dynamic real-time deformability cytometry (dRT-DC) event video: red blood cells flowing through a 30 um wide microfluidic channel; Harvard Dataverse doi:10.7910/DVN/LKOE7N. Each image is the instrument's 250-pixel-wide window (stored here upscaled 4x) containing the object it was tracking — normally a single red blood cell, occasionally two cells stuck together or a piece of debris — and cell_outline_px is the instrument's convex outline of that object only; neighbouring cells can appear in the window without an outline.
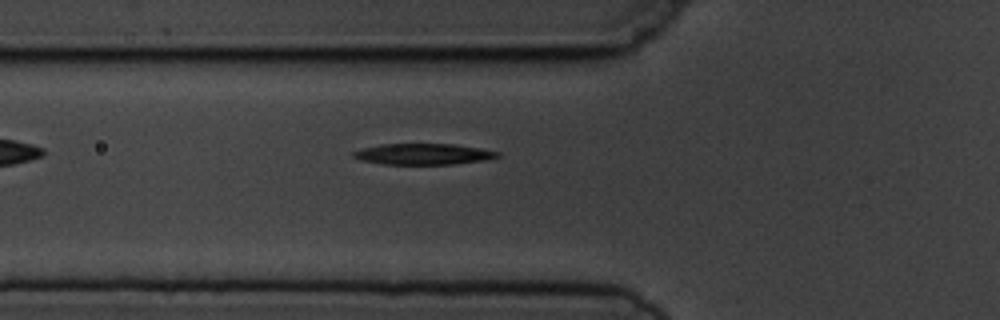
{"species": "common noctule bat (a hibernating species)", "species_latin": "Nyctalus noctula", "temperature_condition": "cold", "stored_images_in_passage": 3, "camera_frame_rate_fps": 3000, "um_per_image_px": 0.085, "animal": {"sex": "male", "body_mass_g": 19.5, "forearm_length_mm": 54.6}, "frame": {"image": 1, "passage_image": 3, "time_ms": 3.0, "image_size_px": [1000, 320], "cell_outline_px": [[500, 156], [484, 160], [452, 164], [380, 164], [360, 160], [352, 156], [352, 152], [364, 148], [380, 144], [452, 144], [480, 148], [500, 152]], "centroid_in_image_um": [35.96, 13.1], "position_along_channel_um": 89.8, "area_um2": 17.57}}